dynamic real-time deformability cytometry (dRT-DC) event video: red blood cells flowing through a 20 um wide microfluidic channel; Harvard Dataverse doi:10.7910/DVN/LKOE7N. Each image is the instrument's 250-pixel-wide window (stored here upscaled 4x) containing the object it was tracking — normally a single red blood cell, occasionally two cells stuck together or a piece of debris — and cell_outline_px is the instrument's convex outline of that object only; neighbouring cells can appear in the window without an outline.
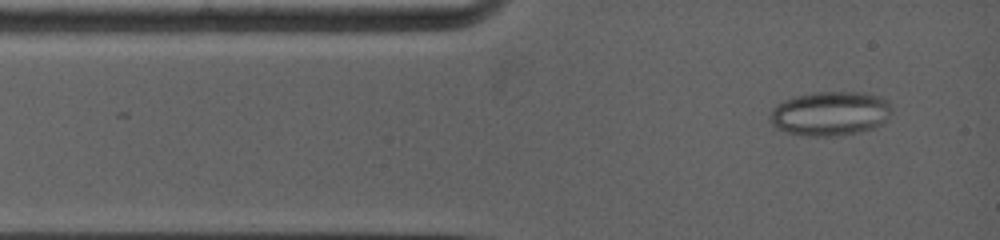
{"species": "common noctule bat (a hibernating species)", "species_latin": "Nyctalus noctula", "temperature_condition": "warm", "stored_images_in_passage": 3, "camera_frame_rate_fps": 5000, "um_per_image_px": 0.085, "animal": {"sex": "female", "body_mass_g": 19.0, "forearm_length_mm": 53.3}, "frame": {"image": 1, "passage_image": 1, "time_ms": 0.0, "image_size_px": [1000, 240], "cell_outline_px": [[892, 112], [888, 120], [876, 128], [856, 132], [832, 136], [808, 136], [784, 132], [772, 124], [768, 120], [768, 116], [772, 108], [776, 104], [784, 100], [796, 96], [816, 92], [864, 92], [880, 96], [888, 100], [892, 108]], "centroid_in_image_um": [70.58, 9.64], "position_along_channel_um": 14.4, "area_um2": 31.85}}
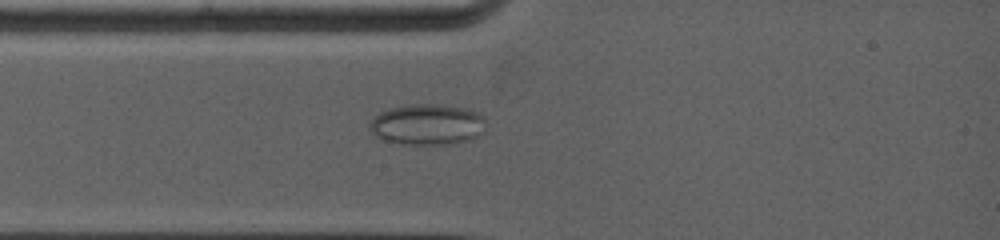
{"frame": {"image": 2, "passage_image": 3, "time_ms": 1.6, "image_size_px": [1000, 240], "cell_outline_px": [[484, 132], [468, 140], [452, 144], [400, 144], [384, 140], [376, 136], [372, 132], [368, 124], [380, 112], [388, 108], [408, 104], [436, 104], [464, 108], [476, 112], [484, 116]], "centroid_in_image_um": [36.31, 10.58], "position_along_channel_um": 48.7, "area_um2": 27.69}}